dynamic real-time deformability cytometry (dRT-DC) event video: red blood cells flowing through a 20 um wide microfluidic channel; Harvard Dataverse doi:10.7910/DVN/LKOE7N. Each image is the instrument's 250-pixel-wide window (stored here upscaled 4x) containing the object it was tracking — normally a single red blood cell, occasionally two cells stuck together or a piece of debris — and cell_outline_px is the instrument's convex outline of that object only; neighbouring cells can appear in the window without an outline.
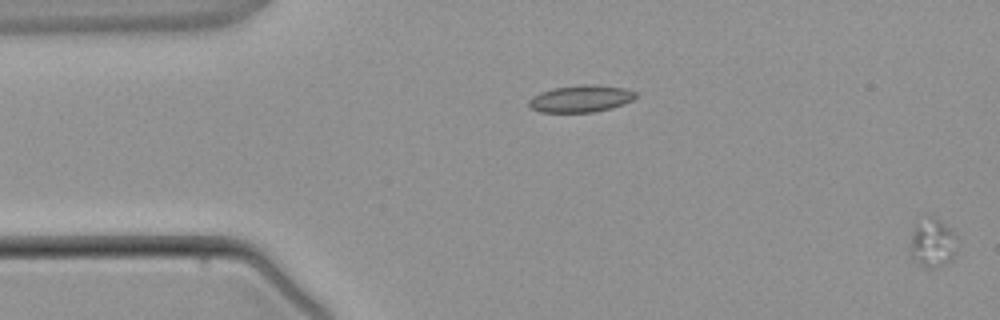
{"species": "common noctule bat (a hibernating species)", "species_latin": "Nyctalus noctula", "temperature_condition": "warm", "stored_images_in_passage": 3, "camera_frame_rate_fps": 3000, "um_per_image_px": 0.085, "animal": {"sex": "male", "body_mass_g": 21.5, "forearm_length_mm": 52.0}, "frame": {"image": 1, "passage_image": 3, "time_ms": 2.333, "image_size_px": [1000, 320], "cell_outline_px": [[956, 256], [952, 260], [940, 268], [924, 268], [908, 252], [912, 236], [916, 224], [932, 216], [940, 220], [956, 232]], "centroid_in_image_um": [79.31, 20.7], "position_along_channel_um": 5.7, "area_um2": 13.53}}